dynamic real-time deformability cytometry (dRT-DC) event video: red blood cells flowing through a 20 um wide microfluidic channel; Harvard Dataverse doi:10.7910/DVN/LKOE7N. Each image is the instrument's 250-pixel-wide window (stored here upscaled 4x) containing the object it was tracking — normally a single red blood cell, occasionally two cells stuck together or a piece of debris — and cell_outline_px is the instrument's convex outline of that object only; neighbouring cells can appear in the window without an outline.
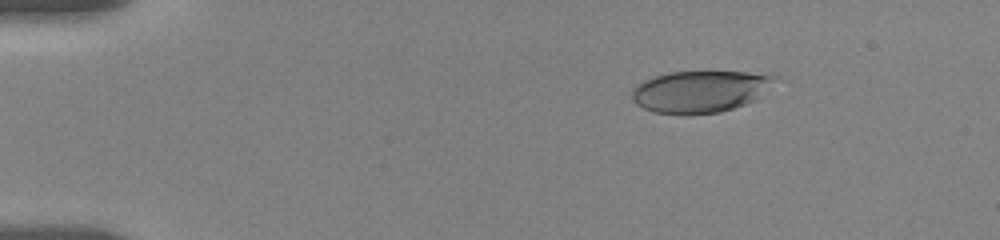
{"species": "human", "species_latin": "Homo sapiens", "temperature_condition": "room temperature", "stored_images_in_passage": 35, "camera_frame_rate_fps": 3000, "um_per_image_px": 0.085, "donor": {"sex": "female"}, "frame": {"image": 1, "passage_image": 3, "time_ms": 2.333, "image_size_px": [1000, 240], "cell_outline_px": [[780, 80], [752, 100], [744, 104], [720, 112], [684, 116], [652, 112], [636, 104], [632, 100], [632, 88], [636, 84], [652, 76], [668, 72], [744, 72], [776, 76]], "centroid_in_image_um": [59.45, 7.79], "position_along_channel_um": 25.6, "area_um2": 35.08}}
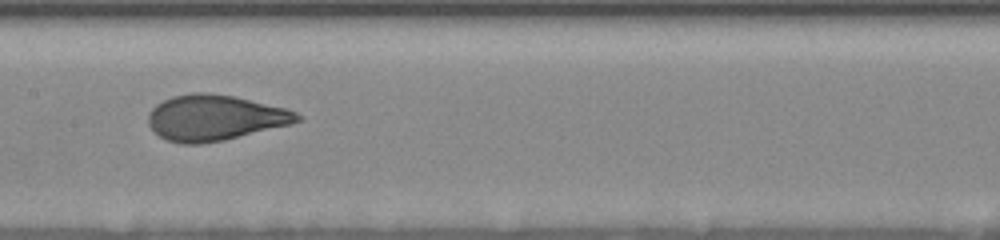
{"frame": {"image": 2, "passage_image": 18, "time_ms": 9.333, "image_size_px": [1000, 240], "cell_outline_px": [[304, 120], [292, 124], [224, 140], [200, 144], [180, 144], [168, 140], [160, 136], [148, 124], [148, 112], [156, 104], [172, 96], [192, 92], [204, 92], [236, 96], [284, 108], [296, 112], [304, 116]], "centroid_in_image_um": [18.28, 10.0], "position_along_channel_um": 189.1, "area_um2": 39.82}}
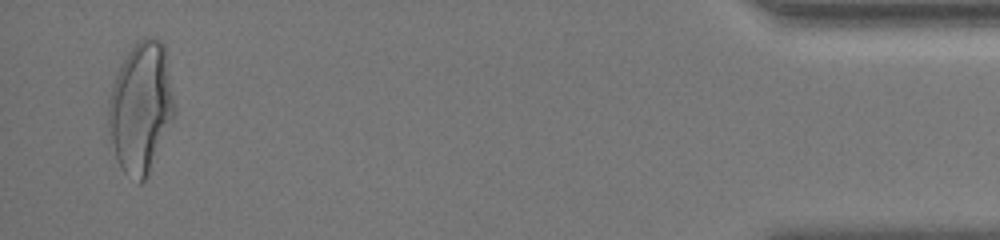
{"frame": {"image": 3, "passage_image": 34, "time_ms": 18.0, "image_size_px": [1000, 240], "cell_outline_px": [[176, 112], [148, 172], [144, 180], [140, 184], [124, 172], [116, 156], [108, 132], [108, 100], [112, 84], [128, 52], [140, 40], [148, 36], [160, 40], [164, 44], [176, 108]], "centroid_in_image_um": [11.97, 9.12], "position_along_channel_um": 423.2, "area_um2": 49.65}, "authors_computed_cell_mechanics": {"area_um2": 39.4774, "velocity_mm_per_s": 3.517, "shape_relaxation_time_tau1_ms": 5.1061, "shape_relaxation_time_tau2_ms": null, "deformation_change_tau1": 0.1892, "deformation_change_tau2": null}}